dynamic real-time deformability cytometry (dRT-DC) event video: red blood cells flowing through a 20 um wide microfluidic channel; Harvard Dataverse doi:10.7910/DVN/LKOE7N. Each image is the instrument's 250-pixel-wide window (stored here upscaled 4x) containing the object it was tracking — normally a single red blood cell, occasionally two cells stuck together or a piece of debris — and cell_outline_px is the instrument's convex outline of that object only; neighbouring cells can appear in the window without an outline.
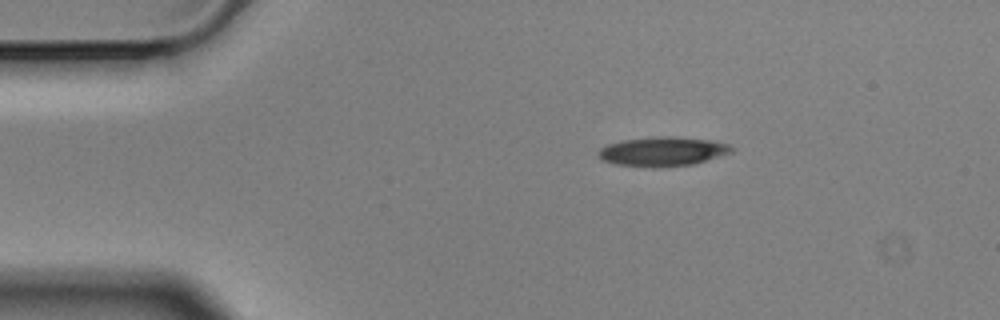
{"species": "Egyptian fruit bat (a non-hibernating species)", "species_latin": "Rousettus aegyptiacus", "temperature_condition": "cold", "stored_images_in_passage": 9, "camera_frame_rate_fps": 3000, "um_per_image_px": 0.085, "animal": {"sex": "male"}, "frame": {"image": 1, "passage_image": 1, "time_ms": 0.0, "image_size_px": [1000, 320], "cell_outline_px": [[736, 148], [732, 152], [692, 164], [652, 168], [616, 164], [600, 160], [596, 156], [596, 152], [600, 148], [608, 144], [620, 140], [656, 136], [672, 136], [712, 140], [728, 144]], "centroid_in_image_um": [56.26, 12.87], "position_along_channel_um": 28.7, "area_um2": 23.0}}
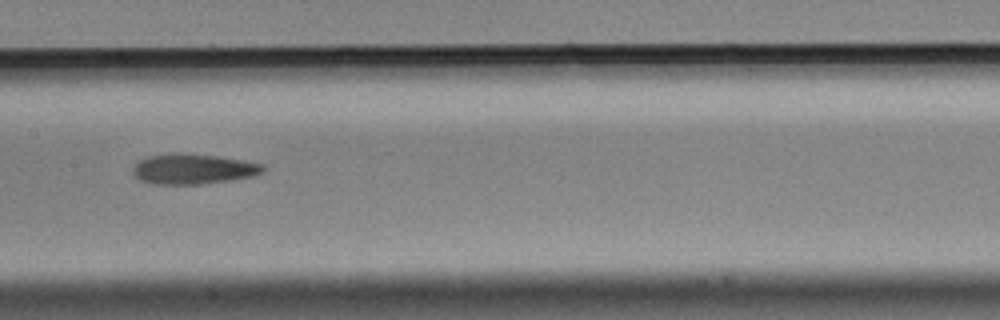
{"frame": {"image": 2, "passage_image": 6, "time_ms": 1.667, "image_size_px": [1000, 320], "cell_outline_px": [[264, 172], [252, 176], [232, 180], [200, 184], [152, 184], [140, 180], [132, 172], [132, 168], [140, 160], [148, 156], [172, 152], [216, 156], [244, 160], [264, 164]], "centroid_in_image_um": [16.42, 14.36], "position_along_channel_um": 191.0, "area_um2": 23.0}}
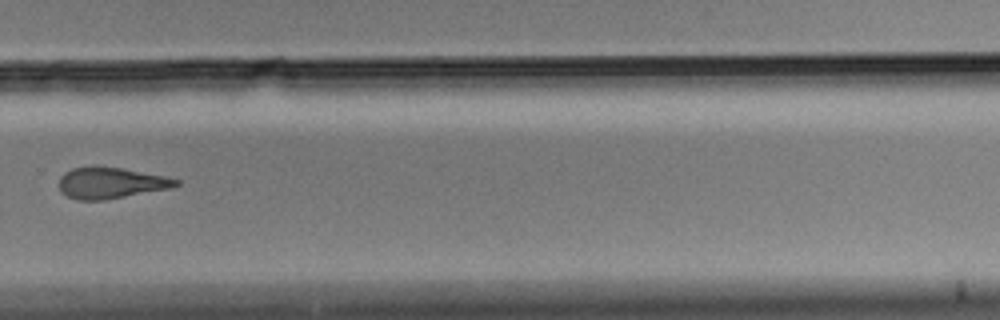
{"frame": {"image": 3, "passage_image": 9, "time_ms": 2.667, "image_size_px": [1000, 320], "cell_outline_px": [[180, 184], [172, 188], [104, 200], [76, 200], [68, 196], [60, 188], [60, 176], [64, 172], [72, 168], [92, 164], [96, 164], [120, 168], [164, 176], [180, 180]], "centroid_in_image_um": [9.41, 15.52], "position_along_channel_um": 320.4, "area_um2": 21.44}}